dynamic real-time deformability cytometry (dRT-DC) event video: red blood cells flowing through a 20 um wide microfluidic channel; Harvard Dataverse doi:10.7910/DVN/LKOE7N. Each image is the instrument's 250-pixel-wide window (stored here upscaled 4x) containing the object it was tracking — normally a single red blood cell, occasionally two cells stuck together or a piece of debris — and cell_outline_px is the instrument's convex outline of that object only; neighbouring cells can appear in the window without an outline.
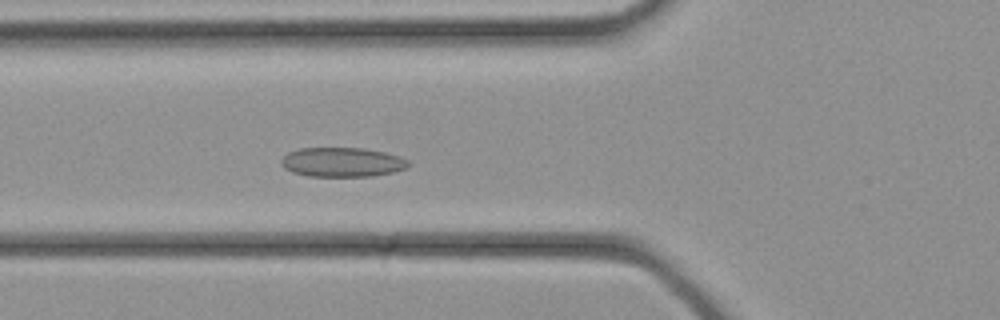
{"species": "common noctule bat (a hibernating species)", "species_latin": "Nyctalus noctula", "temperature_condition": "cold", "stored_images_in_passage": 34, "camera_frame_rate_fps": 3000, "um_per_image_px": 0.085, "animal": {"sex": "female", "body_mass_g": 21.9}, "frame": {"image": 1, "passage_image": 12, "time_ms": 3.667, "image_size_px": [1000, 320], "cell_outline_px": [[408, 168], [392, 172], [372, 176], [308, 176], [292, 172], [284, 168], [280, 164], [280, 160], [288, 152], [300, 148], [364, 148], [384, 152], [400, 156], [408, 160]], "centroid_in_image_um": [29.07, 13.78], "position_along_channel_um": 96.7, "area_um2": 21.85}}
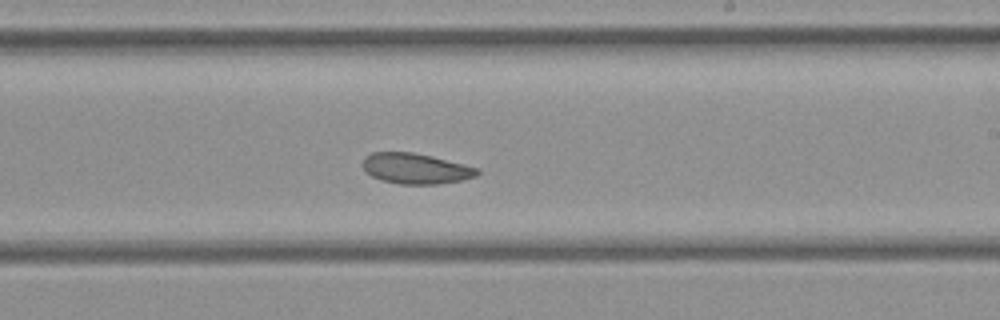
{"frame": {"image": 2, "passage_image": 20, "time_ms": 6.333, "image_size_px": [1000, 320], "cell_outline_px": [[480, 172], [476, 176], [460, 180], [436, 184], [400, 184], [384, 180], [372, 176], [364, 168], [364, 156], [372, 152], [412, 152], [432, 156], [480, 168]], "centroid_in_image_um": [35.37, 14.31], "position_along_channel_um": 253.6, "area_um2": 20.17}}
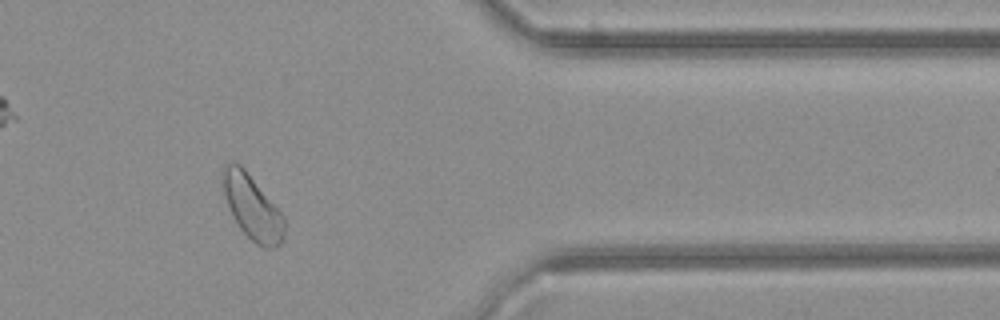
{"frame": {"image": 3, "passage_image": 28, "time_ms": 9.0, "image_size_px": [1000, 320], "cell_outline_px": [[284, 240], [276, 248], [264, 248], [256, 244], [240, 228], [232, 216], [224, 192], [220, 176], [220, 168], [224, 164], [232, 160], [236, 160], [244, 168], [284, 216]], "centroid_in_image_um": [21.41, 17.57], "position_along_channel_um": 390.0, "area_um2": 23.29}}